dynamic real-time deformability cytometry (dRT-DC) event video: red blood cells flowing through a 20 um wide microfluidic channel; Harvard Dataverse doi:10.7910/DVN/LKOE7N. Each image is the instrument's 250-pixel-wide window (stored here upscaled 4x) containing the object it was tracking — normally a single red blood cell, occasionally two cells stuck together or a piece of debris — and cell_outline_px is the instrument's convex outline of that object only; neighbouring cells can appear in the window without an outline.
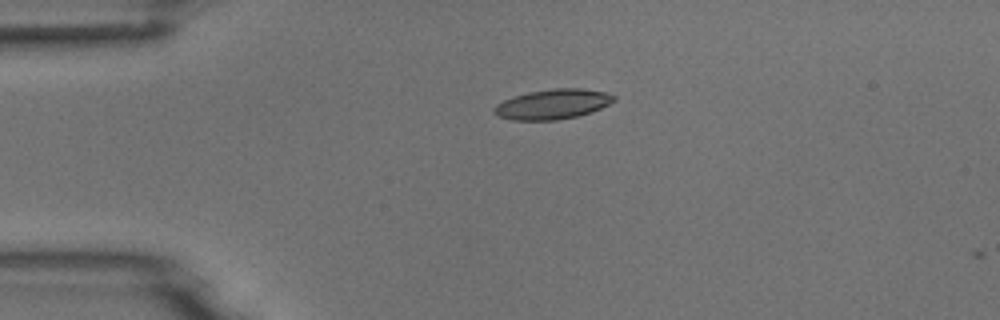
{"species": "common noctule bat (a hibernating species)", "species_latin": "Nyctalus noctula", "temperature_condition": "room temperature", "stored_images_in_passage": 3, "camera_frame_rate_fps": 3000, "um_per_image_px": 0.085, "animal": {"sex": "male", "body_mass_g": 18.8}, "frame": {"image": 1, "passage_image": 2, "time_ms": 2.0, "image_size_px": [1000, 320], "cell_outline_px": [[616, 100], [600, 108], [580, 116], [556, 120], [512, 120], [500, 116], [492, 112], [492, 108], [496, 104], [504, 100], [528, 92], [552, 88], [580, 88], [604, 92], [616, 96]], "centroid_in_image_um": [46.97, 8.86], "position_along_channel_um": 38.0, "area_um2": 20.87}}